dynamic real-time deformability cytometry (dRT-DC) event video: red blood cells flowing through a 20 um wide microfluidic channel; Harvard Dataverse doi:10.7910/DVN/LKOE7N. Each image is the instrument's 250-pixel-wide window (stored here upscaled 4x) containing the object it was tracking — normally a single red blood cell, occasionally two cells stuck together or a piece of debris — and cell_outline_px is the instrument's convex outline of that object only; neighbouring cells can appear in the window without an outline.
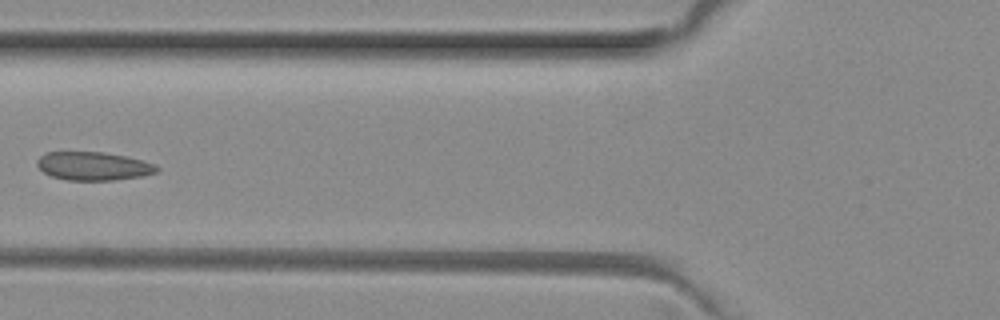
{"species": "common noctule bat (a hibernating species)", "species_latin": "Nyctalus noctula", "temperature_condition": "room temperature", "stored_images_in_passage": 6, "camera_frame_rate_fps": 3000, "um_per_image_px": 0.085, "animal": {"sex": "female", "body_mass_g": 29.2, "forearm_length_mm": 56.3}, "frame": {"image": 1, "passage_image": 4, "time_ms": 1.0, "image_size_px": [1000, 320], "cell_outline_px": [[160, 168], [156, 172], [140, 176], [112, 180], [68, 180], [52, 176], [44, 172], [36, 164], [36, 160], [40, 156], [48, 152], [104, 152], [128, 156], [144, 160], [156, 164]], "centroid_in_image_um": [7.96, 14.1], "position_along_channel_um": 117.8, "area_um2": 19.83}}
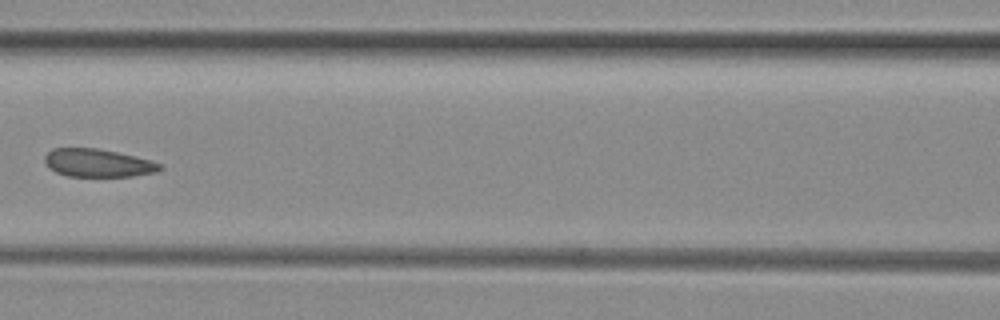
{"frame": {"image": 2, "passage_image": 5, "time_ms": 1.333, "image_size_px": [1000, 320], "cell_outline_px": [[164, 168], [156, 172], [132, 176], [68, 176], [56, 172], [48, 168], [44, 164], [44, 156], [52, 148], [96, 148], [136, 156], [152, 160], [164, 164]], "centroid_in_image_um": [8.33, 13.85], "position_along_channel_um": 158.3, "area_um2": 19.02}}
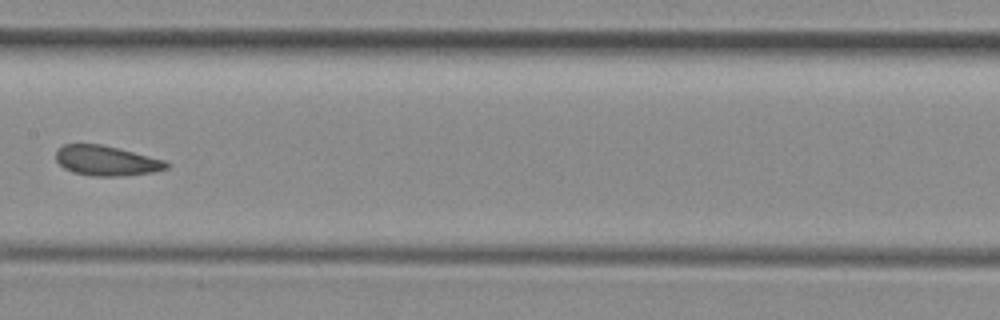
{"frame": {"image": 3, "passage_image": 6, "time_ms": 1.667, "image_size_px": [1000, 320], "cell_outline_px": [[172, 164], [168, 168], [152, 172], [120, 176], [92, 176], [72, 172], [64, 168], [56, 160], [56, 152], [64, 144], [100, 144], [164, 160]], "centroid_in_image_um": [9.04, 13.67], "position_along_channel_um": 198.4, "area_um2": 19.07}}